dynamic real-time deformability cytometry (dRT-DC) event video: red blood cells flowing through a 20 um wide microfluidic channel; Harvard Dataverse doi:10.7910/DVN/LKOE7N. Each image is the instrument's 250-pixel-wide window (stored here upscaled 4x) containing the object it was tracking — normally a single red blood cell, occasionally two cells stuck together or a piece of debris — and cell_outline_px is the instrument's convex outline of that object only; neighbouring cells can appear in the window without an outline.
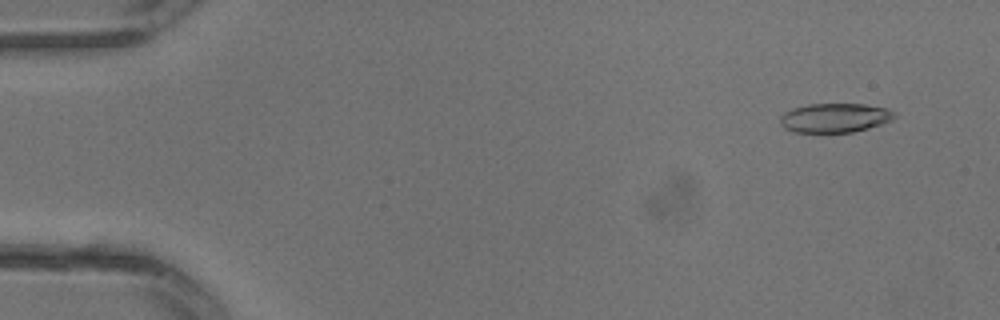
{"species": "common noctule bat (a hibernating species)", "species_latin": "Nyctalus noctula", "temperature_condition": "warm", "stored_images_in_passage": 15, "camera_frame_rate_fps": 3000, "um_per_image_px": 0.085, "animal": {"sex": "male", "body_mass_g": 13.3}, "frame": {"image": 1, "passage_image": 3, "time_ms": 0.667, "image_size_px": [1000, 320], "cell_outline_px": [[896, 116], [892, 120], [868, 128], [852, 132], [792, 132], [784, 128], [780, 124], [780, 116], [784, 112], [792, 108], [808, 104], [864, 104], [888, 108], [896, 112]], "centroid_in_image_um": [70.95, 10.01], "position_along_channel_um": 14.0, "area_um2": 19.59}}
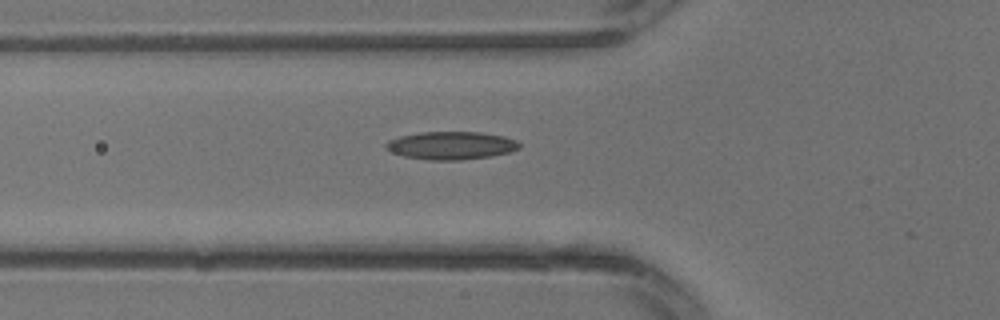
{"frame": {"image": 2, "passage_image": 12, "time_ms": 3.667, "image_size_px": [1000, 320], "cell_outline_px": [[520, 148], [508, 152], [492, 156], [460, 160], [428, 160], [404, 156], [392, 152], [384, 148], [384, 144], [388, 140], [400, 136], [420, 132], [480, 132], [504, 136], [516, 140], [520, 144]], "centroid_in_image_um": [38.33, 12.36], "position_along_channel_um": 87.5, "area_um2": 21.79}}
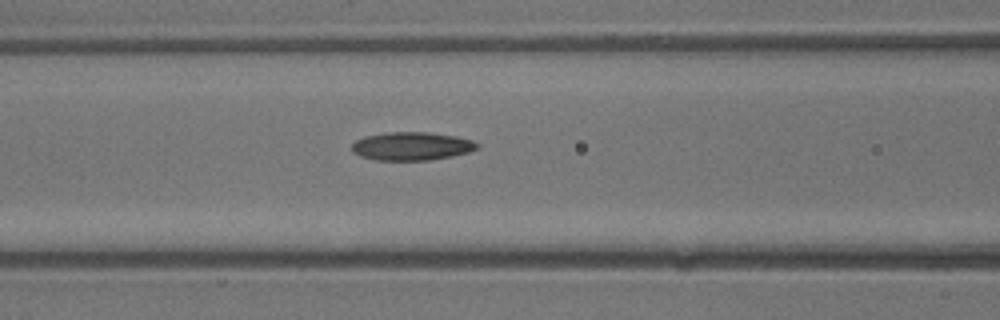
{"frame": {"image": 3, "passage_image": 14, "time_ms": 4.333, "image_size_px": [1000, 320], "cell_outline_px": [[480, 148], [468, 152], [452, 156], [428, 160], [376, 160], [360, 156], [352, 152], [352, 144], [356, 140], [364, 136], [388, 132], [428, 132], [456, 136], [472, 140], [480, 144]], "centroid_in_image_um": [35.0, 12.42], "position_along_channel_um": 131.6, "area_um2": 20.75}}